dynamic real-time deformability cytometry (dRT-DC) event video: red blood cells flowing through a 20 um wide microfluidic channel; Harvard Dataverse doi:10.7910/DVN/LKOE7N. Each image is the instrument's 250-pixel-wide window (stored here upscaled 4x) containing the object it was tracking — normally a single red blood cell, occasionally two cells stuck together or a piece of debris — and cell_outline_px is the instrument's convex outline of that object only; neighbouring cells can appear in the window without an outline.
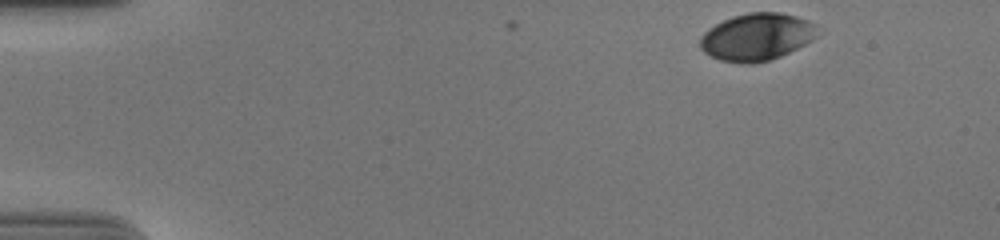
{"species": "human", "species_latin": "Homo sapiens", "temperature_condition": "cold", "stored_images_in_passage": 36, "camera_frame_rate_fps": 3000, "um_per_image_px": 0.085, "donor": {"sex": "male"}, "frame": {"image": 1, "passage_image": 1, "time_ms": 0.0, "image_size_px": [1000, 240], "cell_outline_px": [[816, 24], [812, 40], [780, 56], [768, 60], [752, 64], [740, 64], [720, 60], [704, 52], [700, 48], [700, 36], [708, 28], [732, 16], [748, 12], [780, 12], [796, 16], [808, 20]], "centroid_in_image_um": [64.27, 3.13], "position_along_channel_um": 20.7, "area_um2": 32.14}}
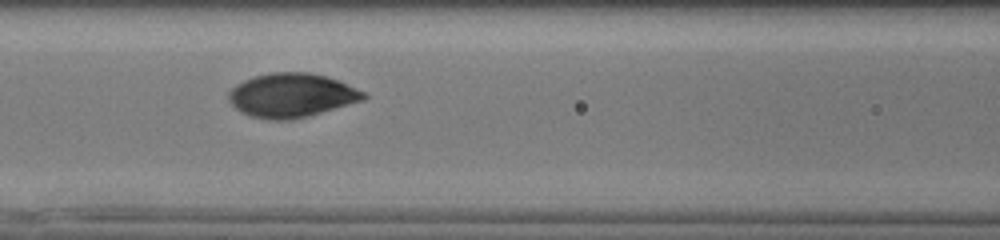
{"frame": {"image": 2, "passage_image": 20, "time_ms": 6.333, "image_size_px": [1000, 240], "cell_outline_px": [[368, 96], [364, 100], [308, 116], [292, 120], [268, 120], [248, 116], [240, 112], [228, 100], [228, 92], [236, 84], [244, 80], [256, 76], [272, 72], [308, 72], [324, 76], [336, 80], [364, 92]], "centroid_in_image_um": [24.74, 8.12], "position_along_channel_um": 141.9, "area_um2": 34.51}}
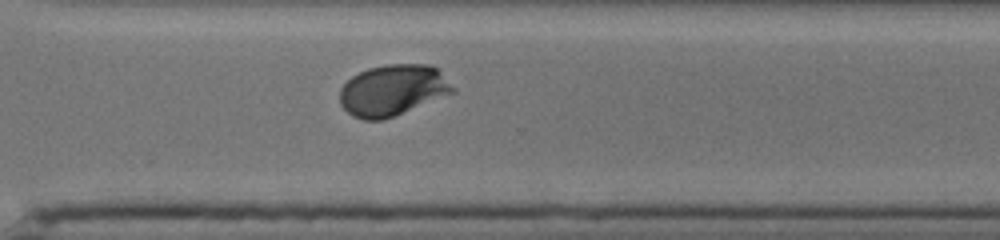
{"frame": {"image": 3, "passage_image": 36, "time_ms": 11.667, "image_size_px": [1000, 240], "cell_outline_px": [[456, 92], [392, 116], [380, 120], [364, 120], [352, 116], [340, 104], [340, 88], [352, 76], [368, 68], [388, 64], [432, 64], [440, 68], [456, 88]], "centroid_in_image_um": [33.43, 7.64], "position_along_channel_um": 337.2, "area_um2": 33.81}}